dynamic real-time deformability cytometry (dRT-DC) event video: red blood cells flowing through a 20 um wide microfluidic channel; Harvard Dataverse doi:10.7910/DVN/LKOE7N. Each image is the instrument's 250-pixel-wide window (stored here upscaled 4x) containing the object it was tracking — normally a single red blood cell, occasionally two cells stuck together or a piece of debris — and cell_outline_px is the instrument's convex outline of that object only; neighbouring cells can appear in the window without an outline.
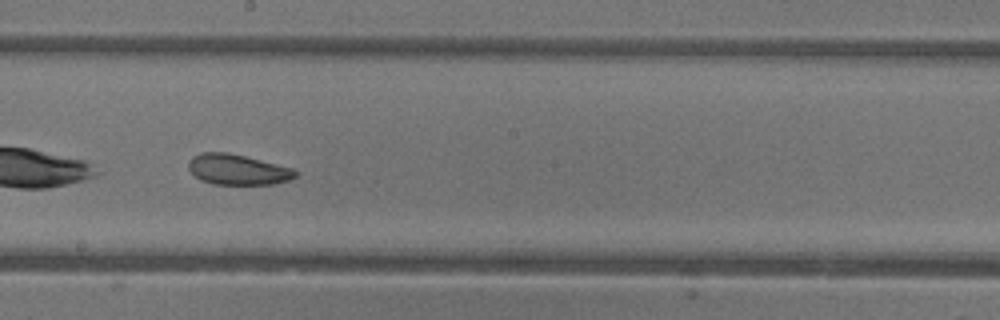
{"species": "common noctule bat (a hibernating species)", "species_latin": "Nyctalus noctula", "temperature_condition": "warm", "stored_images_in_passage": 29, "camera_frame_rate_fps": 3000, "um_per_image_px": 0.085, "animal": {"sex": "female"}, "frame": {"image": 1, "passage_image": 13, "time_ms": 4.0, "image_size_px": [1000, 320], "cell_outline_px": [[296, 176], [288, 180], [272, 184], [212, 184], [200, 180], [188, 168], [188, 160], [192, 156], [200, 152], [228, 152], [292, 168], [296, 172]], "centroid_in_image_um": [20.14, 14.4], "position_along_channel_um": 228.1, "area_um2": 18.84}, "authors_computed_cell_mechanics": {"area_um2": 20.0566, "velocity_mm_per_s": 4.3575, "shape_relaxation_time_tau1_ms": null, "shape_relaxation_time_tau2_ms": 3.2546, "deformation_change_tau1": null, "deformation_change_tau2": 0.1016}}